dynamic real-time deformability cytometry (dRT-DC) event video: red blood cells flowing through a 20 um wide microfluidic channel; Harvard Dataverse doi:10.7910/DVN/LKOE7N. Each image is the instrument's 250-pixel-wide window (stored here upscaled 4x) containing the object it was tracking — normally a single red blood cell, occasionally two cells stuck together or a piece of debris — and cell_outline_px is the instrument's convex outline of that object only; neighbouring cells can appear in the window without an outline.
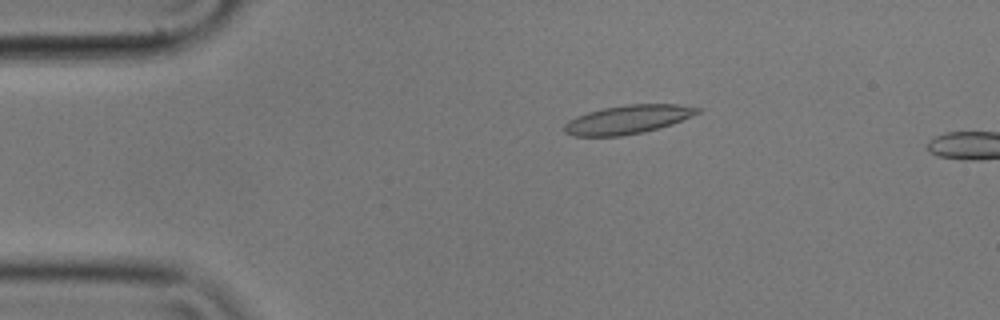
{"species": "common noctule bat (a hibernating species)", "species_latin": "Nyctalus noctula", "temperature_condition": "cold", "stored_images_in_passage": 13, "camera_frame_rate_fps": 3000, "um_per_image_px": 0.085, "animal": {"sex": "male", "body_mass_g": 17.9}, "frame": {"image": 1, "passage_image": 10, "time_ms": 3.0, "image_size_px": [1000, 320], "cell_outline_px": [[700, 112], [692, 116], [672, 124], [644, 132], [620, 136], [572, 136], [564, 132], [564, 124], [568, 120], [576, 116], [588, 112], [604, 108], [628, 104], [680, 104], [700, 108]], "centroid_in_image_um": [53.35, 10.16], "position_along_channel_um": 31.7, "area_um2": 22.25}}